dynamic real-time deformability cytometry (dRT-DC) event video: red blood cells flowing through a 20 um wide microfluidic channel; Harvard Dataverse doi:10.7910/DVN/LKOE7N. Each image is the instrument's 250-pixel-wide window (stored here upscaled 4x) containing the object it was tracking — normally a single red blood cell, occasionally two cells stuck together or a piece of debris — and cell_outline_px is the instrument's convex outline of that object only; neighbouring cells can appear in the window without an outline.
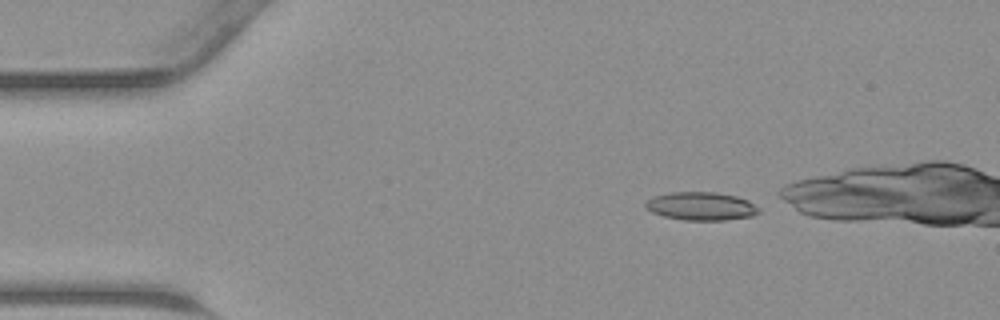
{"species": "common noctule bat (a hibernating species)", "species_latin": "Nyctalus noctula", "temperature_condition": "warm", "stored_images_in_passage": 11, "camera_frame_rate_fps": 3000, "um_per_image_px": 0.085, "animal": {"sex": "male", "body_mass_g": 23.1, "forearm_length_mm": 52.7}, "frame": {"image": 1, "passage_image": 1, "time_ms": 0.0, "image_size_px": [1000, 320], "cell_outline_px": [[760, 212], [752, 216], [724, 220], [684, 220], [664, 216], [652, 212], [644, 204], [648, 200], [656, 196], [672, 192], [716, 192], [736, 196], [748, 200], [760, 208]], "centroid_in_image_um": [59.64, 17.52], "position_along_channel_um": 25.4, "area_um2": 18.5}}
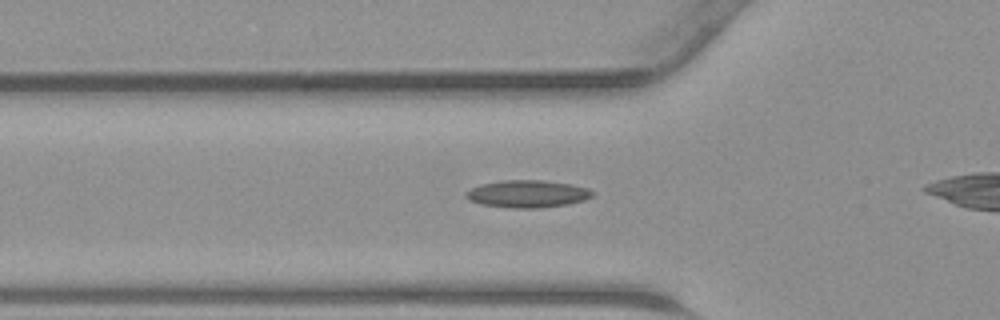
{"frame": {"image": 2, "passage_image": 9, "time_ms": 2.667, "image_size_px": [1000, 320], "cell_outline_px": [[592, 196], [584, 200], [568, 204], [540, 208], [512, 208], [480, 204], [468, 200], [464, 196], [464, 192], [480, 184], [504, 180], [544, 180], [572, 184], [588, 188], [592, 192]], "centroid_in_image_um": [44.8, 16.48], "position_along_channel_um": 81.0, "area_um2": 20.29}}